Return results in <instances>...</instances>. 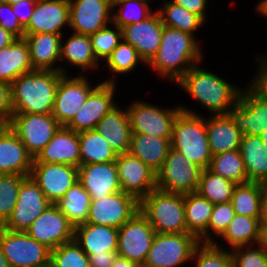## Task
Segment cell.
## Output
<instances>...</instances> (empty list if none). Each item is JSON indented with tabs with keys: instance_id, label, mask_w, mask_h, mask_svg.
Returning a JSON list of instances; mask_svg holds the SVG:
<instances>
[{
	"instance_id": "cell-1",
	"label": "cell",
	"mask_w": 267,
	"mask_h": 267,
	"mask_svg": "<svg viewBox=\"0 0 267 267\" xmlns=\"http://www.w3.org/2000/svg\"><path fill=\"white\" fill-rule=\"evenodd\" d=\"M200 43L194 35L164 25L157 53L146 66L162 80L176 84L193 65L203 61Z\"/></svg>"
},
{
	"instance_id": "cell-2",
	"label": "cell",
	"mask_w": 267,
	"mask_h": 267,
	"mask_svg": "<svg viewBox=\"0 0 267 267\" xmlns=\"http://www.w3.org/2000/svg\"><path fill=\"white\" fill-rule=\"evenodd\" d=\"M201 63L193 65L175 85L210 115L228 114L237 104L242 86H235L217 73L208 71L201 67Z\"/></svg>"
},
{
	"instance_id": "cell-3",
	"label": "cell",
	"mask_w": 267,
	"mask_h": 267,
	"mask_svg": "<svg viewBox=\"0 0 267 267\" xmlns=\"http://www.w3.org/2000/svg\"><path fill=\"white\" fill-rule=\"evenodd\" d=\"M61 72L34 69L11 83L13 113L51 114Z\"/></svg>"
},
{
	"instance_id": "cell-4",
	"label": "cell",
	"mask_w": 267,
	"mask_h": 267,
	"mask_svg": "<svg viewBox=\"0 0 267 267\" xmlns=\"http://www.w3.org/2000/svg\"><path fill=\"white\" fill-rule=\"evenodd\" d=\"M171 136V147L202 169L209 167L211 153L206 131V117L188 106L180 105Z\"/></svg>"
},
{
	"instance_id": "cell-5",
	"label": "cell",
	"mask_w": 267,
	"mask_h": 267,
	"mask_svg": "<svg viewBox=\"0 0 267 267\" xmlns=\"http://www.w3.org/2000/svg\"><path fill=\"white\" fill-rule=\"evenodd\" d=\"M156 233H186L184 195L154 189L140 201L139 209Z\"/></svg>"
},
{
	"instance_id": "cell-6",
	"label": "cell",
	"mask_w": 267,
	"mask_h": 267,
	"mask_svg": "<svg viewBox=\"0 0 267 267\" xmlns=\"http://www.w3.org/2000/svg\"><path fill=\"white\" fill-rule=\"evenodd\" d=\"M199 244L191 233H156L143 267H182Z\"/></svg>"
},
{
	"instance_id": "cell-7",
	"label": "cell",
	"mask_w": 267,
	"mask_h": 267,
	"mask_svg": "<svg viewBox=\"0 0 267 267\" xmlns=\"http://www.w3.org/2000/svg\"><path fill=\"white\" fill-rule=\"evenodd\" d=\"M126 106L132 133L171 138L173 123L181 111L179 105L162 107L144 100L134 99Z\"/></svg>"
},
{
	"instance_id": "cell-8",
	"label": "cell",
	"mask_w": 267,
	"mask_h": 267,
	"mask_svg": "<svg viewBox=\"0 0 267 267\" xmlns=\"http://www.w3.org/2000/svg\"><path fill=\"white\" fill-rule=\"evenodd\" d=\"M201 171V167L171 148L161 169L156 173V187L183 195L197 192Z\"/></svg>"
},
{
	"instance_id": "cell-9",
	"label": "cell",
	"mask_w": 267,
	"mask_h": 267,
	"mask_svg": "<svg viewBox=\"0 0 267 267\" xmlns=\"http://www.w3.org/2000/svg\"><path fill=\"white\" fill-rule=\"evenodd\" d=\"M0 249L10 267L50 266L51 249L24 231L0 227Z\"/></svg>"
},
{
	"instance_id": "cell-10",
	"label": "cell",
	"mask_w": 267,
	"mask_h": 267,
	"mask_svg": "<svg viewBox=\"0 0 267 267\" xmlns=\"http://www.w3.org/2000/svg\"><path fill=\"white\" fill-rule=\"evenodd\" d=\"M9 127L35 158L61 125L52 114L13 113Z\"/></svg>"
},
{
	"instance_id": "cell-11",
	"label": "cell",
	"mask_w": 267,
	"mask_h": 267,
	"mask_svg": "<svg viewBox=\"0 0 267 267\" xmlns=\"http://www.w3.org/2000/svg\"><path fill=\"white\" fill-rule=\"evenodd\" d=\"M156 231L139 210L118 229L117 253L143 267Z\"/></svg>"
},
{
	"instance_id": "cell-12",
	"label": "cell",
	"mask_w": 267,
	"mask_h": 267,
	"mask_svg": "<svg viewBox=\"0 0 267 267\" xmlns=\"http://www.w3.org/2000/svg\"><path fill=\"white\" fill-rule=\"evenodd\" d=\"M87 75L70 76L63 74L56 90L52 115L60 123L66 126L80 110L90 93L101 83L94 85Z\"/></svg>"
},
{
	"instance_id": "cell-13",
	"label": "cell",
	"mask_w": 267,
	"mask_h": 267,
	"mask_svg": "<svg viewBox=\"0 0 267 267\" xmlns=\"http://www.w3.org/2000/svg\"><path fill=\"white\" fill-rule=\"evenodd\" d=\"M140 209L132 195L119 191L100 200H91L87 223L119 229Z\"/></svg>"
},
{
	"instance_id": "cell-14",
	"label": "cell",
	"mask_w": 267,
	"mask_h": 267,
	"mask_svg": "<svg viewBox=\"0 0 267 267\" xmlns=\"http://www.w3.org/2000/svg\"><path fill=\"white\" fill-rule=\"evenodd\" d=\"M52 204L31 176L21 184L16 205L2 226L10 231H26L31 223Z\"/></svg>"
},
{
	"instance_id": "cell-15",
	"label": "cell",
	"mask_w": 267,
	"mask_h": 267,
	"mask_svg": "<svg viewBox=\"0 0 267 267\" xmlns=\"http://www.w3.org/2000/svg\"><path fill=\"white\" fill-rule=\"evenodd\" d=\"M117 86L101 82L65 127L75 132L96 129L98 122L118 105L115 99Z\"/></svg>"
},
{
	"instance_id": "cell-16",
	"label": "cell",
	"mask_w": 267,
	"mask_h": 267,
	"mask_svg": "<svg viewBox=\"0 0 267 267\" xmlns=\"http://www.w3.org/2000/svg\"><path fill=\"white\" fill-rule=\"evenodd\" d=\"M74 226L56 204H50L25 231L49 249L74 240Z\"/></svg>"
},
{
	"instance_id": "cell-17",
	"label": "cell",
	"mask_w": 267,
	"mask_h": 267,
	"mask_svg": "<svg viewBox=\"0 0 267 267\" xmlns=\"http://www.w3.org/2000/svg\"><path fill=\"white\" fill-rule=\"evenodd\" d=\"M69 5L68 29L74 33L91 35L112 23L111 0H69Z\"/></svg>"
},
{
	"instance_id": "cell-18",
	"label": "cell",
	"mask_w": 267,
	"mask_h": 267,
	"mask_svg": "<svg viewBox=\"0 0 267 267\" xmlns=\"http://www.w3.org/2000/svg\"><path fill=\"white\" fill-rule=\"evenodd\" d=\"M115 164L122 191L134 196L139 202L157 188L156 172L139 158L129 153L120 154Z\"/></svg>"
},
{
	"instance_id": "cell-19",
	"label": "cell",
	"mask_w": 267,
	"mask_h": 267,
	"mask_svg": "<svg viewBox=\"0 0 267 267\" xmlns=\"http://www.w3.org/2000/svg\"><path fill=\"white\" fill-rule=\"evenodd\" d=\"M30 176L47 199L55 204L78 182V167L57 163H33Z\"/></svg>"
},
{
	"instance_id": "cell-20",
	"label": "cell",
	"mask_w": 267,
	"mask_h": 267,
	"mask_svg": "<svg viewBox=\"0 0 267 267\" xmlns=\"http://www.w3.org/2000/svg\"><path fill=\"white\" fill-rule=\"evenodd\" d=\"M163 23L158 11H155L146 19L138 23L128 24L122 27V38L131 44L139 57L147 65L156 55L160 46L163 32Z\"/></svg>"
},
{
	"instance_id": "cell-21",
	"label": "cell",
	"mask_w": 267,
	"mask_h": 267,
	"mask_svg": "<svg viewBox=\"0 0 267 267\" xmlns=\"http://www.w3.org/2000/svg\"><path fill=\"white\" fill-rule=\"evenodd\" d=\"M228 114L242 135H260L267 128V100L248 87L242 89L237 104Z\"/></svg>"
},
{
	"instance_id": "cell-22",
	"label": "cell",
	"mask_w": 267,
	"mask_h": 267,
	"mask_svg": "<svg viewBox=\"0 0 267 267\" xmlns=\"http://www.w3.org/2000/svg\"><path fill=\"white\" fill-rule=\"evenodd\" d=\"M69 14V0H37L25 34L64 35L65 27H70Z\"/></svg>"
},
{
	"instance_id": "cell-23",
	"label": "cell",
	"mask_w": 267,
	"mask_h": 267,
	"mask_svg": "<svg viewBox=\"0 0 267 267\" xmlns=\"http://www.w3.org/2000/svg\"><path fill=\"white\" fill-rule=\"evenodd\" d=\"M78 182L90 194L91 200L122 191L115 161L81 165Z\"/></svg>"
},
{
	"instance_id": "cell-24",
	"label": "cell",
	"mask_w": 267,
	"mask_h": 267,
	"mask_svg": "<svg viewBox=\"0 0 267 267\" xmlns=\"http://www.w3.org/2000/svg\"><path fill=\"white\" fill-rule=\"evenodd\" d=\"M69 37L62 36L60 49V62L66 63L60 66L62 74H69L66 68L77 67L80 75L86 71L90 75V71H99L101 63H99L93 53L90 35L70 33ZM65 38V40H64ZM67 66V67H66ZM69 66V67H68Z\"/></svg>"
},
{
	"instance_id": "cell-25",
	"label": "cell",
	"mask_w": 267,
	"mask_h": 267,
	"mask_svg": "<svg viewBox=\"0 0 267 267\" xmlns=\"http://www.w3.org/2000/svg\"><path fill=\"white\" fill-rule=\"evenodd\" d=\"M33 163H57L80 167L78 132L61 126Z\"/></svg>"
},
{
	"instance_id": "cell-26",
	"label": "cell",
	"mask_w": 267,
	"mask_h": 267,
	"mask_svg": "<svg viewBox=\"0 0 267 267\" xmlns=\"http://www.w3.org/2000/svg\"><path fill=\"white\" fill-rule=\"evenodd\" d=\"M34 158L9 127L0 136V174L30 176Z\"/></svg>"
},
{
	"instance_id": "cell-27",
	"label": "cell",
	"mask_w": 267,
	"mask_h": 267,
	"mask_svg": "<svg viewBox=\"0 0 267 267\" xmlns=\"http://www.w3.org/2000/svg\"><path fill=\"white\" fill-rule=\"evenodd\" d=\"M62 36L63 35L49 33L25 34L24 39L28 44L33 69L60 72Z\"/></svg>"
},
{
	"instance_id": "cell-28",
	"label": "cell",
	"mask_w": 267,
	"mask_h": 267,
	"mask_svg": "<svg viewBox=\"0 0 267 267\" xmlns=\"http://www.w3.org/2000/svg\"><path fill=\"white\" fill-rule=\"evenodd\" d=\"M96 130L117 155L128 153L132 131L126 107L118 104L98 122Z\"/></svg>"
},
{
	"instance_id": "cell-29",
	"label": "cell",
	"mask_w": 267,
	"mask_h": 267,
	"mask_svg": "<svg viewBox=\"0 0 267 267\" xmlns=\"http://www.w3.org/2000/svg\"><path fill=\"white\" fill-rule=\"evenodd\" d=\"M206 131L213 155L239 150L242 133L229 114L206 116Z\"/></svg>"
},
{
	"instance_id": "cell-30",
	"label": "cell",
	"mask_w": 267,
	"mask_h": 267,
	"mask_svg": "<svg viewBox=\"0 0 267 267\" xmlns=\"http://www.w3.org/2000/svg\"><path fill=\"white\" fill-rule=\"evenodd\" d=\"M74 240L88 256L117 251L118 229L83 223L74 228Z\"/></svg>"
},
{
	"instance_id": "cell-31",
	"label": "cell",
	"mask_w": 267,
	"mask_h": 267,
	"mask_svg": "<svg viewBox=\"0 0 267 267\" xmlns=\"http://www.w3.org/2000/svg\"><path fill=\"white\" fill-rule=\"evenodd\" d=\"M171 148V138L132 133L128 153L139 158L157 173Z\"/></svg>"
},
{
	"instance_id": "cell-32",
	"label": "cell",
	"mask_w": 267,
	"mask_h": 267,
	"mask_svg": "<svg viewBox=\"0 0 267 267\" xmlns=\"http://www.w3.org/2000/svg\"><path fill=\"white\" fill-rule=\"evenodd\" d=\"M34 70L25 39H16L0 49V81L12 83L22 74Z\"/></svg>"
},
{
	"instance_id": "cell-33",
	"label": "cell",
	"mask_w": 267,
	"mask_h": 267,
	"mask_svg": "<svg viewBox=\"0 0 267 267\" xmlns=\"http://www.w3.org/2000/svg\"><path fill=\"white\" fill-rule=\"evenodd\" d=\"M187 233L196 236L200 243H207V228L214 204L198 192L184 194Z\"/></svg>"
},
{
	"instance_id": "cell-34",
	"label": "cell",
	"mask_w": 267,
	"mask_h": 267,
	"mask_svg": "<svg viewBox=\"0 0 267 267\" xmlns=\"http://www.w3.org/2000/svg\"><path fill=\"white\" fill-rule=\"evenodd\" d=\"M248 181L263 183L267 179V149L260 135H242L239 147Z\"/></svg>"
},
{
	"instance_id": "cell-35",
	"label": "cell",
	"mask_w": 267,
	"mask_h": 267,
	"mask_svg": "<svg viewBox=\"0 0 267 267\" xmlns=\"http://www.w3.org/2000/svg\"><path fill=\"white\" fill-rule=\"evenodd\" d=\"M260 232L259 217L235 214L225 232L214 243L220 239L226 246H230V250L239 246L257 245L260 242Z\"/></svg>"
},
{
	"instance_id": "cell-36",
	"label": "cell",
	"mask_w": 267,
	"mask_h": 267,
	"mask_svg": "<svg viewBox=\"0 0 267 267\" xmlns=\"http://www.w3.org/2000/svg\"><path fill=\"white\" fill-rule=\"evenodd\" d=\"M80 143V166L107 163L117 159V154L96 129L78 132Z\"/></svg>"
},
{
	"instance_id": "cell-37",
	"label": "cell",
	"mask_w": 267,
	"mask_h": 267,
	"mask_svg": "<svg viewBox=\"0 0 267 267\" xmlns=\"http://www.w3.org/2000/svg\"><path fill=\"white\" fill-rule=\"evenodd\" d=\"M160 8L154 7L161 18L163 25L187 32L196 37L197 31L200 32L205 22L197 15L184 7H181L171 0H164Z\"/></svg>"
},
{
	"instance_id": "cell-38",
	"label": "cell",
	"mask_w": 267,
	"mask_h": 267,
	"mask_svg": "<svg viewBox=\"0 0 267 267\" xmlns=\"http://www.w3.org/2000/svg\"><path fill=\"white\" fill-rule=\"evenodd\" d=\"M139 63L146 66L144 65V61L139 57L137 50L131 44L122 40L104 62V67L110 70L109 73H112L110 75L112 77H108V80L105 79L101 82L118 84V77L132 73L135 71V68L138 66L141 67Z\"/></svg>"
},
{
	"instance_id": "cell-39",
	"label": "cell",
	"mask_w": 267,
	"mask_h": 267,
	"mask_svg": "<svg viewBox=\"0 0 267 267\" xmlns=\"http://www.w3.org/2000/svg\"><path fill=\"white\" fill-rule=\"evenodd\" d=\"M91 198L90 194L76 182L55 204L74 226L87 223Z\"/></svg>"
},
{
	"instance_id": "cell-40",
	"label": "cell",
	"mask_w": 267,
	"mask_h": 267,
	"mask_svg": "<svg viewBox=\"0 0 267 267\" xmlns=\"http://www.w3.org/2000/svg\"><path fill=\"white\" fill-rule=\"evenodd\" d=\"M264 185L261 182L237 184L231 197V204L237 215L259 217L260 199Z\"/></svg>"
},
{
	"instance_id": "cell-41",
	"label": "cell",
	"mask_w": 267,
	"mask_h": 267,
	"mask_svg": "<svg viewBox=\"0 0 267 267\" xmlns=\"http://www.w3.org/2000/svg\"><path fill=\"white\" fill-rule=\"evenodd\" d=\"M236 185L235 182L216 175L206 168L201 171L197 192L215 205L231 201Z\"/></svg>"
},
{
	"instance_id": "cell-42",
	"label": "cell",
	"mask_w": 267,
	"mask_h": 267,
	"mask_svg": "<svg viewBox=\"0 0 267 267\" xmlns=\"http://www.w3.org/2000/svg\"><path fill=\"white\" fill-rule=\"evenodd\" d=\"M208 169L214 174L229 179L236 184L249 182L239 150L213 155Z\"/></svg>"
},
{
	"instance_id": "cell-43",
	"label": "cell",
	"mask_w": 267,
	"mask_h": 267,
	"mask_svg": "<svg viewBox=\"0 0 267 267\" xmlns=\"http://www.w3.org/2000/svg\"><path fill=\"white\" fill-rule=\"evenodd\" d=\"M153 1L157 0H121L113 3L112 23L122 28L128 24L141 22L155 11L151 6Z\"/></svg>"
},
{
	"instance_id": "cell-44",
	"label": "cell",
	"mask_w": 267,
	"mask_h": 267,
	"mask_svg": "<svg viewBox=\"0 0 267 267\" xmlns=\"http://www.w3.org/2000/svg\"><path fill=\"white\" fill-rule=\"evenodd\" d=\"M192 260L194 267H232L229 247L225 249V245L218 243H200L194 250Z\"/></svg>"
},
{
	"instance_id": "cell-45",
	"label": "cell",
	"mask_w": 267,
	"mask_h": 267,
	"mask_svg": "<svg viewBox=\"0 0 267 267\" xmlns=\"http://www.w3.org/2000/svg\"><path fill=\"white\" fill-rule=\"evenodd\" d=\"M27 177L18 174H0V227L10 218L20 186Z\"/></svg>"
},
{
	"instance_id": "cell-46",
	"label": "cell",
	"mask_w": 267,
	"mask_h": 267,
	"mask_svg": "<svg viewBox=\"0 0 267 267\" xmlns=\"http://www.w3.org/2000/svg\"><path fill=\"white\" fill-rule=\"evenodd\" d=\"M51 267H90L88 255L72 240L52 249L50 254Z\"/></svg>"
},
{
	"instance_id": "cell-47",
	"label": "cell",
	"mask_w": 267,
	"mask_h": 267,
	"mask_svg": "<svg viewBox=\"0 0 267 267\" xmlns=\"http://www.w3.org/2000/svg\"><path fill=\"white\" fill-rule=\"evenodd\" d=\"M92 42L93 53L97 61L103 65L107 58L110 56L112 51L118 46V44L123 40L122 29L113 23L111 26L97 31L90 35Z\"/></svg>"
},
{
	"instance_id": "cell-48",
	"label": "cell",
	"mask_w": 267,
	"mask_h": 267,
	"mask_svg": "<svg viewBox=\"0 0 267 267\" xmlns=\"http://www.w3.org/2000/svg\"><path fill=\"white\" fill-rule=\"evenodd\" d=\"M234 216L235 211L230 201L215 204L207 228V243H214L225 232Z\"/></svg>"
},
{
	"instance_id": "cell-49",
	"label": "cell",
	"mask_w": 267,
	"mask_h": 267,
	"mask_svg": "<svg viewBox=\"0 0 267 267\" xmlns=\"http://www.w3.org/2000/svg\"><path fill=\"white\" fill-rule=\"evenodd\" d=\"M230 252L232 267H267V252L259 244L239 246Z\"/></svg>"
},
{
	"instance_id": "cell-50",
	"label": "cell",
	"mask_w": 267,
	"mask_h": 267,
	"mask_svg": "<svg viewBox=\"0 0 267 267\" xmlns=\"http://www.w3.org/2000/svg\"><path fill=\"white\" fill-rule=\"evenodd\" d=\"M256 74L246 85L260 98L267 100V53L256 54Z\"/></svg>"
},
{
	"instance_id": "cell-51",
	"label": "cell",
	"mask_w": 267,
	"mask_h": 267,
	"mask_svg": "<svg viewBox=\"0 0 267 267\" xmlns=\"http://www.w3.org/2000/svg\"><path fill=\"white\" fill-rule=\"evenodd\" d=\"M0 26L17 39H23L25 29L21 26L9 3L0 0Z\"/></svg>"
},
{
	"instance_id": "cell-52",
	"label": "cell",
	"mask_w": 267,
	"mask_h": 267,
	"mask_svg": "<svg viewBox=\"0 0 267 267\" xmlns=\"http://www.w3.org/2000/svg\"><path fill=\"white\" fill-rule=\"evenodd\" d=\"M36 1L37 0H23L11 5L14 14L17 16L18 21L24 29L28 26Z\"/></svg>"
},
{
	"instance_id": "cell-53",
	"label": "cell",
	"mask_w": 267,
	"mask_h": 267,
	"mask_svg": "<svg viewBox=\"0 0 267 267\" xmlns=\"http://www.w3.org/2000/svg\"><path fill=\"white\" fill-rule=\"evenodd\" d=\"M175 4L184 7L188 11L197 14L205 23L208 22L209 0H171Z\"/></svg>"
},
{
	"instance_id": "cell-54",
	"label": "cell",
	"mask_w": 267,
	"mask_h": 267,
	"mask_svg": "<svg viewBox=\"0 0 267 267\" xmlns=\"http://www.w3.org/2000/svg\"><path fill=\"white\" fill-rule=\"evenodd\" d=\"M13 114L11 83L0 81V115L11 119Z\"/></svg>"
},
{
	"instance_id": "cell-55",
	"label": "cell",
	"mask_w": 267,
	"mask_h": 267,
	"mask_svg": "<svg viewBox=\"0 0 267 267\" xmlns=\"http://www.w3.org/2000/svg\"><path fill=\"white\" fill-rule=\"evenodd\" d=\"M117 251H104L88 256L90 267H110L117 257Z\"/></svg>"
},
{
	"instance_id": "cell-56",
	"label": "cell",
	"mask_w": 267,
	"mask_h": 267,
	"mask_svg": "<svg viewBox=\"0 0 267 267\" xmlns=\"http://www.w3.org/2000/svg\"><path fill=\"white\" fill-rule=\"evenodd\" d=\"M260 225L267 224V190L263 187L260 199Z\"/></svg>"
},
{
	"instance_id": "cell-57",
	"label": "cell",
	"mask_w": 267,
	"mask_h": 267,
	"mask_svg": "<svg viewBox=\"0 0 267 267\" xmlns=\"http://www.w3.org/2000/svg\"><path fill=\"white\" fill-rule=\"evenodd\" d=\"M17 38L0 26V49L13 43Z\"/></svg>"
},
{
	"instance_id": "cell-58",
	"label": "cell",
	"mask_w": 267,
	"mask_h": 267,
	"mask_svg": "<svg viewBox=\"0 0 267 267\" xmlns=\"http://www.w3.org/2000/svg\"><path fill=\"white\" fill-rule=\"evenodd\" d=\"M110 267H141L137 263L129 261L127 258L117 255Z\"/></svg>"
},
{
	"instance_id": "cell-59",
	"label": "cell",
	"mask_w": 267,
	"mask_h": 267,
	"mask_svg": "<svg viewBox=\"0 0 267 267\" xmlns=\"http://www.w3.org/2000/svg\"><path fill=\"white\" fill-rule=\"evenodd\" d=\"M255 6L256 13L267 18V0H259Z\"/></svg>"
},
{
	"instance_id": "cell-60",
	"label": "cell",
	"mask_w": 267,
	"mask_h": 267,
	"mask_svg": "<svg viewBox=\"0 0 267 267\" xmlns=\"http://www.w3.org/2000/svg\"><path fill=\"white\" fill-rule=\"evenodd\" d=\"M259 245L267 252V224L261 225Z\"/></svg>"
},
{
	"instance_id": "cell-61",
	"label": "cell",
	"mask_w": 267,
	"mask_h": 267,
	"mask_svg": "<svg viewBox=\"0 0 267 267\" xmlns=\"http://www.w3.org/2000/svg\"><path fill=\"white\" fill-rule=\"evenodd\" d=\"M10 120L0 115V136L9 128Z\"/></svg>"
},
{
	"instance_id": "cell-62",
	"label": "cell",
	"mask_w": 267,
	"mask_h": 267,
	"mask_svg": "<svg viewBox=\"0 0 267 267\" xmlns=\"http://www.w3.org/2000/svg\"><path fill=\"white\" fill-rule=\"evenodd\" d=\"M0 267H10L5 255L3 254L1 249H0Z\"/></svg>"
},
{
	"instance_id": "cell-63",
	"label": "cell",
	"mask_w": 267,
	"mask_h": 267,
	"mask_svg": "<svg viewBox=\"0 0 267 267\" xmlns=\"http://www.w3.org/2000/svg\"><path fill=\"white\" fill-rule=\"evenodd\" d=\"M260 136H261V142L264 148L267 149V128L264 129V131L260 134Z\"/></svg>"
},
{
	"instance_id": "cell-64",
	"label": "cell",
	"mask_w": 267,
	"mask_h": 267,
	"mask_svg": "<svg viewBox=\"0 0 267 267\" xmlns=\"http://www.w3.org/2000/svg\"><path fill=\"white\" fill-rule=\"evenodd\" d=\"M1 1L9 3L10 5H13V4H16V3L23 1V0H1Z\"/></svg>"
},
{
	"instance_id": "cell-65",
	"label": "cell",
	"mask_w": 267,
	"mask_h": 267,
	"mask_svg": "<svg viewBox=\"0 0 267 267\" xmlns=\"http://www.w3.org/2000/svg\"><path fill=\"white\" fill-rule=\"evenodd\" d=\"M264 188L267 190V179L263 182Z\"/></svg>"
},
{
	"instance_id": "cell-66",
	"label": "cell",
	"mask_w": 267,
	"mask_h": 267,
	"mask_svg": "<svg viewBox=\"0 0 267 267\" xmlns=\"http://www.w3.org/2000/svg\"><path fill=\"white\" fill-rule=\"evenodd\" d=\"M117 1H121V0H111V3H116Z\"/></svg>"
}]
</instances>
